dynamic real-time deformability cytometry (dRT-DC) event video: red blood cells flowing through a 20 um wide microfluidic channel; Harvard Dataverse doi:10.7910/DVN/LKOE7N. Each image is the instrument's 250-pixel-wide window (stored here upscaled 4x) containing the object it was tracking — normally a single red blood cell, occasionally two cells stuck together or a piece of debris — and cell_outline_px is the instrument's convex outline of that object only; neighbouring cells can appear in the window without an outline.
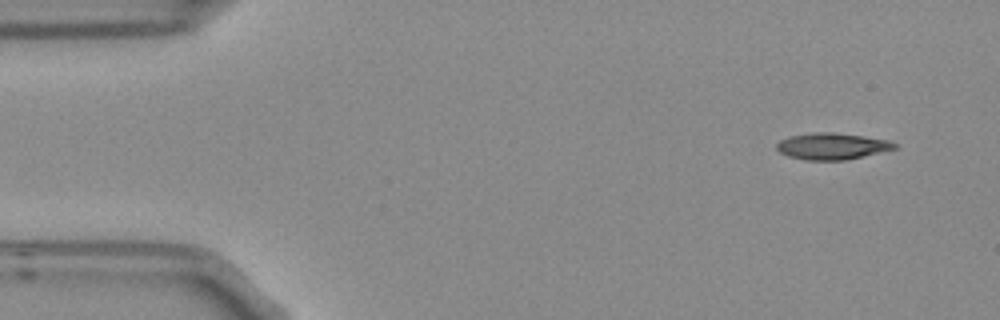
{"species": "Egyptian fruit bat (a non-hibernating species)", "species_latin": "Rousettus aegyptiacus", "temperature_condition": "room temperature", "stored_images_in_passage": 4, "camera_frame_rate_fps": 3000, "um_per_image_px": 0.085, "frame": {"image": 1, "passage_image": 1, "time_ms": 0.0, "image_size_px": [1000, 320], "cell_outline_px": [[896, 148], [844, 160], [804, 160], [788, 156], [780, 152], [776, 148], [776, 144], [780, 140], [788, 136], [816, 132], [828, 132], [860, 136], [888, 140], [896, 144]], "centroid_in_image_um": [70.64, 12.43], "position_along_channel_um": 14.4, "area_um2": 17.86}}
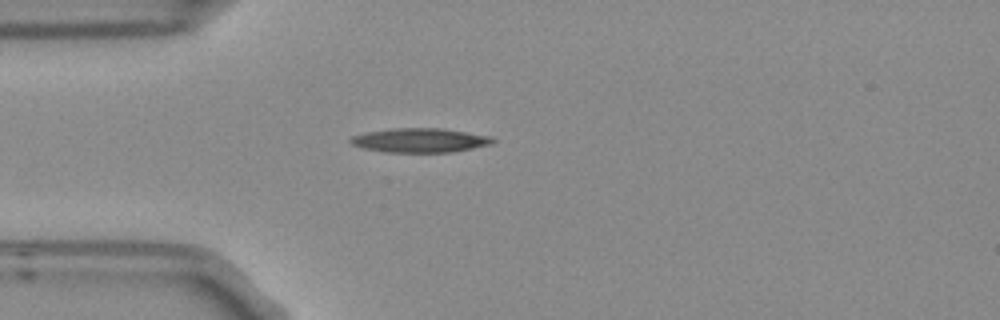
{"frame": {"image": 2, "passage_image": 4, "time_ms": 1.0, "image_size_px": [1000, 320], "cell_outline_px": [[496, 140], [492, 144], [452, 152], [384, 152], [360, 148], [352, 144], [348, 140], [352, 136], [368, 132], [392, 128], [440, 128], [492, 136]], "centroid_in_image_um": [35.69, 11.93], "position_along_channel_um": 49.3, "area_um2": 20.11}}